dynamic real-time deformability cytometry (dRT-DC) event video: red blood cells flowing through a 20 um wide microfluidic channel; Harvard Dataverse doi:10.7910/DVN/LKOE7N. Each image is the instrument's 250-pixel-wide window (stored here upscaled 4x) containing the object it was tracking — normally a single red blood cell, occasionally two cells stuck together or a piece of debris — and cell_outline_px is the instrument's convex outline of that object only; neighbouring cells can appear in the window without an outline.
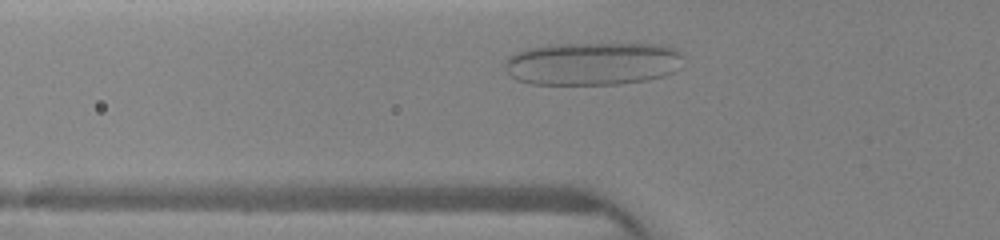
{"species": "human", "species_latin": "Homo sapiens", "temperature_condition": "warm", "stored_images_in_passage": 24, "camera_frame_rate_fps": 3000, "um_per_image_px": 0.085, "donor": {"sex": "female"}, "frame": {"image": 1, "passage_image": 4, "time_ms": 1.0, "image_size_px": [1000, 240], "cell_outline_px": [[680, 68], [664, 76], [648, 80], [620, 84], [532, 84], [516, 80], [504, 68], [504, 64], [508, 56], [528, 48], [556, 44], [660, 44], [672, 48], [680, 52]], "centroid_in_image_um": [50.36, 5.41], "position_along_channel_um": 75.4, "area_um2": 44.74}}
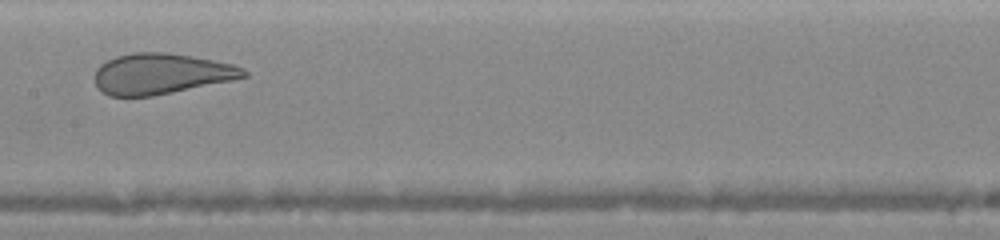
{"frame": {"image": 2, "passage_image": 11, "time_ms": 3.667, "image_size_px": [1000, 240], "cell_outline_px": [[248, 76], [232, 80], [152, 96], [108, 96], [96, 88], [96, 68], [100, 64], [116, 56], [132, 52], [168, 52], [192, 56], [232, 64], [244, 68], [248, 72]], "centroid_in_image_um": [13.68, 6.26], "position_along_channel_um": 193.7, "area_um2": 35.32}}
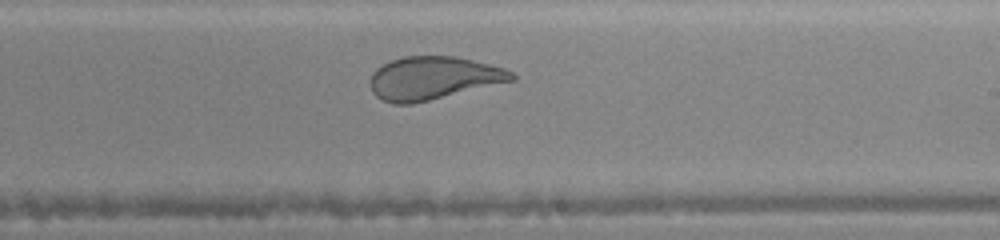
{"frame": {"image": 3, "passage_image": 15, "time_ms": 5.0, "image_size_px": [1000, 240], "cell_outline_px": [[516, 80], [412, 104], [392, 104], [376, 96], [372, 92], [372, 72], [376, 68], [392, 60], [404, 56], [456, 56], [504, 68], [512, 72], [516, 76]], "centroid_in_image_um": [36.84, 6.64], "position_along_channel_um": 252.2, "area_um2": 35.26}}